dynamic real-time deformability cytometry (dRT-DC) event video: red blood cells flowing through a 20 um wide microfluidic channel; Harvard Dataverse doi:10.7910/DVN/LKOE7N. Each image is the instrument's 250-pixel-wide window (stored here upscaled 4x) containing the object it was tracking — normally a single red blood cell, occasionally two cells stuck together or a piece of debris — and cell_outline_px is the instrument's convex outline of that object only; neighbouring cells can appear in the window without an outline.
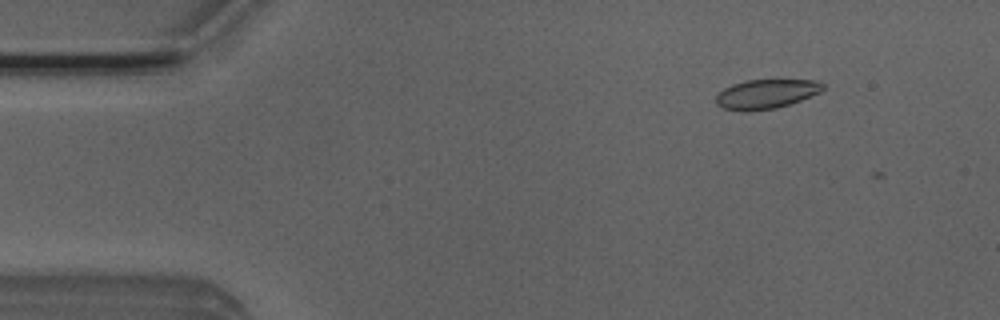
{"species": "Egyptian fruit bat (a non-hibernating species)", "species_latin": "Rousettus aegyptiacus", "temperature_condition": "room temperature", "stored_images_in_passage": 7, "camera_frame_rate_fps": 3000, "um_per_image_px": 0.085, "animal": {"sex": "male"}, "frame": {"image": 1, "passage_image": 4, "time_ms": 1.0, "image_size_px": [1000, 320], "cell_outline_px": [[824, 88], [820, 92], [800, 100], [776, 108], [724, 108], [716, 104], [716, 96], [724, 88], [732, 84], [744, 80], [816, 80], [824, 84]], "centroid_in_image_um": [65.17, 7.93], "position_along_channel_um": 19.8, "area_um2": 17.46}}